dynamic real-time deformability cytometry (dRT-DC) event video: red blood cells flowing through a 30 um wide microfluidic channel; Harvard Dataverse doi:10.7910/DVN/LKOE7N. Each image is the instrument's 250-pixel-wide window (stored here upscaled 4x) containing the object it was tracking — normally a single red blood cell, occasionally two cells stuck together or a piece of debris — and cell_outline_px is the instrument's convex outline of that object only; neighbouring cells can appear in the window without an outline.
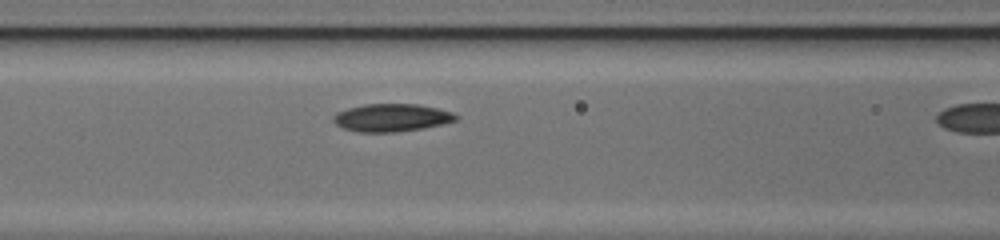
{"species": "common noctule bat (a hibernating species)", "species_latin": "Nyctalus noctula", "temperature_condition": "cold", "stored_images_in_passage": 10, "camera_frame_rate_fps": 3000, "um_per_image_px": 0.085, "animal": {"sex": "female", "body_mass_g": 17.0, "forearm_length_mm": 48.0}, "frame": {"image": 1, "passage_image": 9, "time_ms": 2.667, "image_size_px": [1000, 240], "cell_outline_px": [[460, 116], [456, 120], [440, 124], [420, 128], [396, 132], [356, 132], [344, 128], [336, 124], [332, 120], [332, 116], [336, 112], [348, 108], [364, 104], [420, 104], [452, 112]], "centroid_in_image_um": [33.25, 9.99], "position_along_channel_um": 133.4, "area_um2": 19.77}}